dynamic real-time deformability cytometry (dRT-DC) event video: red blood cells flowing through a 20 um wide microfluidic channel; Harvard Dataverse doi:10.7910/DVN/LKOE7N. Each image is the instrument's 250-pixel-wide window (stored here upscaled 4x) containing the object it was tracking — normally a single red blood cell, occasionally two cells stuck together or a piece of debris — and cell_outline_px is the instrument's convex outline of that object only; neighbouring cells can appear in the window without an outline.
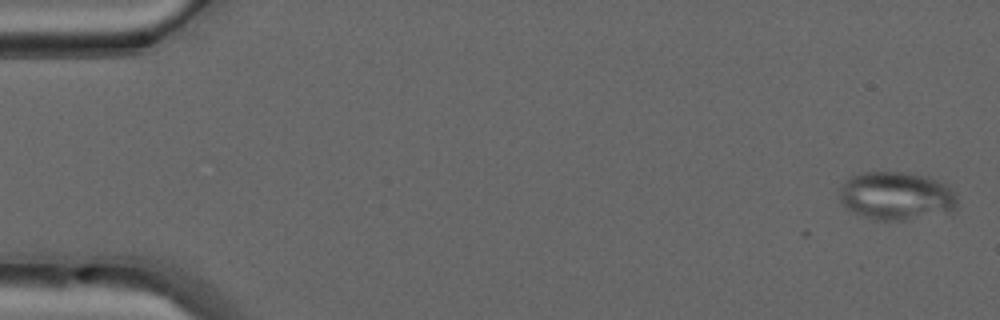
{"species": "common noctule bat (a hibernating species)", "species_latin": "Nyctalus noctula", "temperature_condition": "warm", "stored_images_in_passage": 12, "camera_frame_rate_fps": 3000, "um_per_image_px": 0.085, "animal": {"sex": "male", "forearm_length_mm": 52.5}, "frame": {"image": 1, "passage_image": 1, "time_ms": 0.0, "image_size_px": [1000, 320], "cell_outline_px": [[956, 212], [952, 216], [904, 220], [876, 220], [864, 216], [848, 208], [840, 200], [840, 188], [844, 180], [848, 176], [864, 172], [908, 172], [928, 176], [944, 184], [956, 192]], "centroid_in_image_um": [76.29, 16.67], "position_along_channel_um": 8.7, "area_um2": 33.99}}